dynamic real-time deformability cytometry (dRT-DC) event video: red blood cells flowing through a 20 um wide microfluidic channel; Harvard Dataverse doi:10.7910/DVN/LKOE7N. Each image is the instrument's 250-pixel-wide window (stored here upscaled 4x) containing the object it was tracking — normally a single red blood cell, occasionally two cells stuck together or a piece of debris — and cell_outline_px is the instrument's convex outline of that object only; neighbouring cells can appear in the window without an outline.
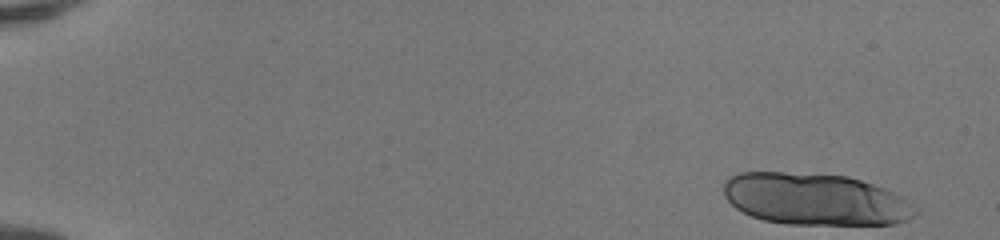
{"species": "human", "species_latin": "Homo sapiens", "temperature_condition": "room temperature", "stored_images_in_passage": 38, "camera_frame_rate_fps": 3000, "um_per_image_px": 0.085, "donor": {"sex": "female"}, "frame": {"image": 1, "passage_image": 1, "time_ms": 0.0, "image_size_px": [1000, 240], "cell_outline_px": [[920, 212], [908, 220], [896, 224], [784, 224], [764, 220], [752, 216], [736, 208], [724, 196], [724, 180], [728, 176], [736, 172], [784, 172], [848, 176], [884, 188], [908, 200]], "centroid_in_image_um": [69.28, 16.93], "position_along_channel_um": 15.7, "area_um2": 58.09}}
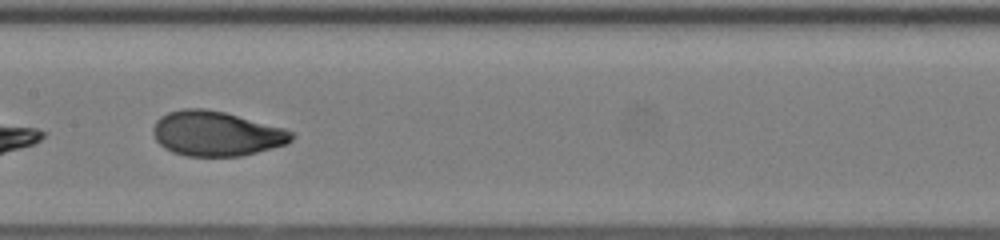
{"frame": {"image": 2, "passage_image": 26, "time_ms": 8.333, "image_size_px": [1000, 240], "cell_outline_px": [[296, 136], [288, 144], [240, 156], [188, 156], [172, 152], [164, 148], [156, 140], [152, 132], [152, 128], [156, 120], [160, 116], [168, 112], [184, 108], [204, 108], [224, 112], [284, 128], [292, 132]], "centroid_in_image_um": [18.37, 11.35], "position_along_channel_um": 189.0, "area_um2": 36.24}}
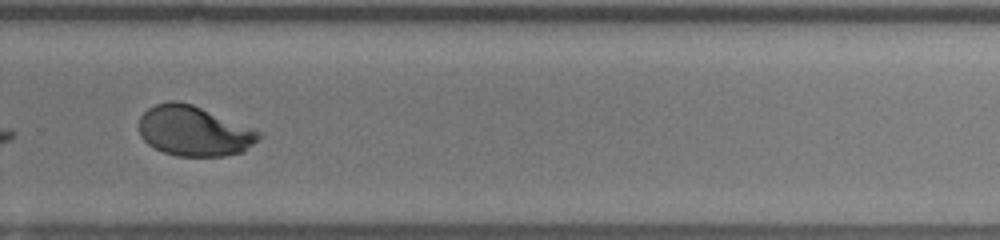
{"frame": {"image": 3, "passage_image": 35, "time_ms": 11.333, "image_size_px": [1000, 240], "cell_outline_px": [[264, 136], [260, 140], [244, 152], [224, 156], [176, 156], [164, 152], [148, 144], [140, 136], [140, 116], [148, 108], [156, 104], [168, 100], [180, 100], [192, 104], [264, 132]], "centroid_in_image_um": [16.54, 11.13], "position_along_channel_um": 313.3, "area_um2": 35.43}}